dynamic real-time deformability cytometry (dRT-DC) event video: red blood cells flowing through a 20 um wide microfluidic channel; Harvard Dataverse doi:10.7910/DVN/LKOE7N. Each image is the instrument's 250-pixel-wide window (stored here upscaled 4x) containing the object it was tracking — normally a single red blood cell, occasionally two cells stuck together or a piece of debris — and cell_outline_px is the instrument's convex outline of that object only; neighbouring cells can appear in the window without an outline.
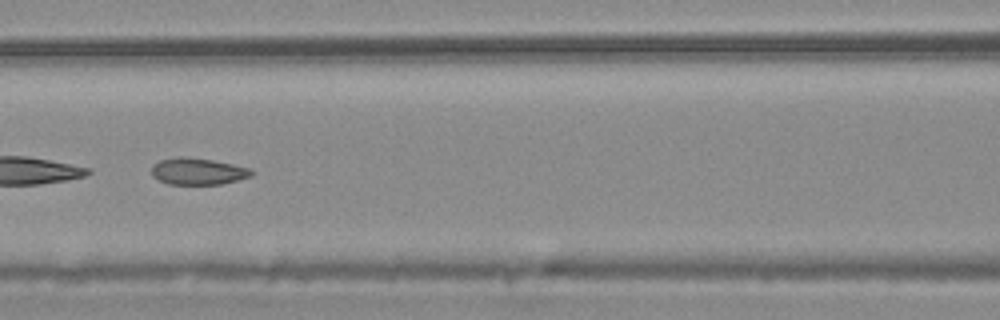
{"species": "common noctule bat (a hibernating species)", "species_latin": "Nyctalus noctula", "temperature_condition": "warm", "stored_images_in_passage": 14, "camera_frame_rate_fps": 3000, "um_per_image_px": 0.085, "animal": {"sex": "male", "body_mass_g": 20.4}, "frame": {"image": 1, "passage_image": 7, "time_ms": 2.0, "image_size_px": [1000, 320], "cell_outline_px": [[256, 172], [252, 176], [220, 184], [168, 184], [152, 176], [152, 164], [160, 160], [180, 156], [212, 160], [232, 164], [248, 168]], "centroid_in_image_um": [16.81, 14.56], "position_along_channel_um": 149.8, "area_um2": 15.43}}